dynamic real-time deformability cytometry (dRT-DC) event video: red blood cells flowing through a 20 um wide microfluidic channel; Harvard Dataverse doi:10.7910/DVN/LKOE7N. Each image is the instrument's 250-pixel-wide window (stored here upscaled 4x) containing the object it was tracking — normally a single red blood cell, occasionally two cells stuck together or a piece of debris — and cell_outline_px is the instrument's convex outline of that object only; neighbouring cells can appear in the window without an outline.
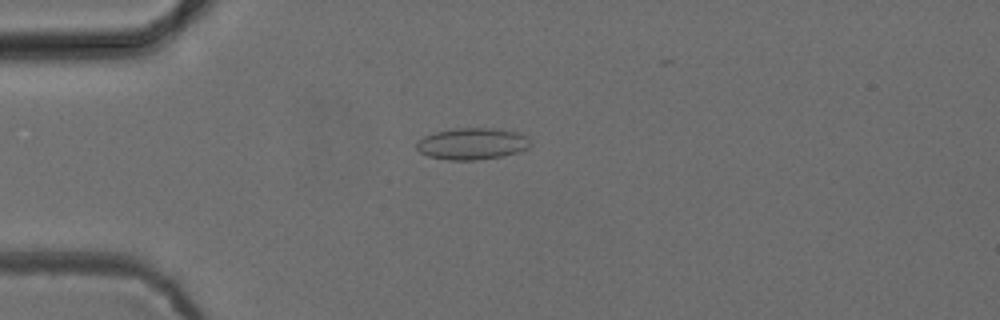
{"species": "common noctule bat (a hibernating species)", "species_latin": "Nyctalus noctula", "temperature_condition": "cold", "stored_images_in_passage": 43, "camera_frame_rate_fps": 3000, "um_per_image_px": 0.085, "animal": {"sex": "female", "body_mass_g": 24.6, "forearm_length_mm": 56.2}, "frame": {"image": 1, "passage_image": 10, "time_ms": 3.0, "image_size_px": [1000, 320], "cell_outline_px": [[528, 148], [516, 152], [500, 156], [476, 160], [448, 160], [428, 156], [420, 152], [416, 148], [416, 144], [424, 136], [436, 132], [456, 128], [496, 128], [516, 132], [524, 136], [528, 140]], "centroid_in_image_um": [40.08, 12.22], "position_along_channel_um": 44.9, "area_um2": 20.63}}
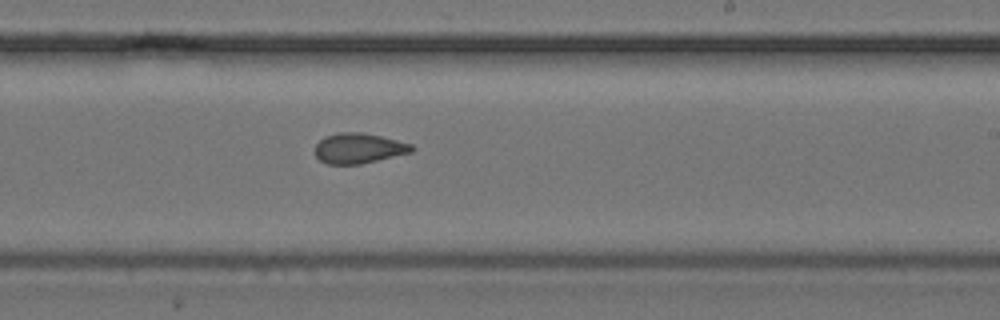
{"frame": {"image": 2, "passage_image": 28, "time_ms": 9.0, "image_size_px": [1000, 320], "cell_outline_px": [[416, 148], [412, 152], [360, 164], [328, 164], [320, 160], [316, 156], [316, 144], [324, 136], [340, 132], [360, 132], [380, 136], [412, 144]], "centroid_in_image_um": [30.49, 12.6], "position_along_channel_um": 258.5, "area_um2": 16.94}}
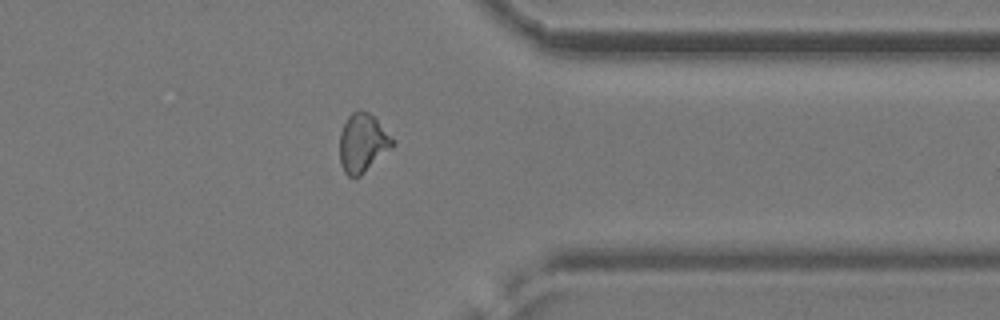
{"frame": {"image": 3, "passage_image": 38, "time_ms": 12.333, "image_size_px": [1000, 320], "cell_outline_px": [[396, 144], [392, 148], [360, 176], [348, 176], [344, 172], [340, 164], [340, 132], [348, 116], [352, 112], [360, 108], [368, 112], [376, 120]], "centroid_in_image_um": [30.8, 12.15], "position_along_channel_um": 380.6, "area_um2": 17.86}, "authors_computed_cell_mechanics": {"area_um2": 17.4556, "velocity_mm_per_s": 3.9051, "shape_relaxation_time_tau1_ms": null, "shape_relaxation_time_tau2_ms": 2.2508, "deformation_change_tau1": null, "deformation_change_tau2": 0.0766}}